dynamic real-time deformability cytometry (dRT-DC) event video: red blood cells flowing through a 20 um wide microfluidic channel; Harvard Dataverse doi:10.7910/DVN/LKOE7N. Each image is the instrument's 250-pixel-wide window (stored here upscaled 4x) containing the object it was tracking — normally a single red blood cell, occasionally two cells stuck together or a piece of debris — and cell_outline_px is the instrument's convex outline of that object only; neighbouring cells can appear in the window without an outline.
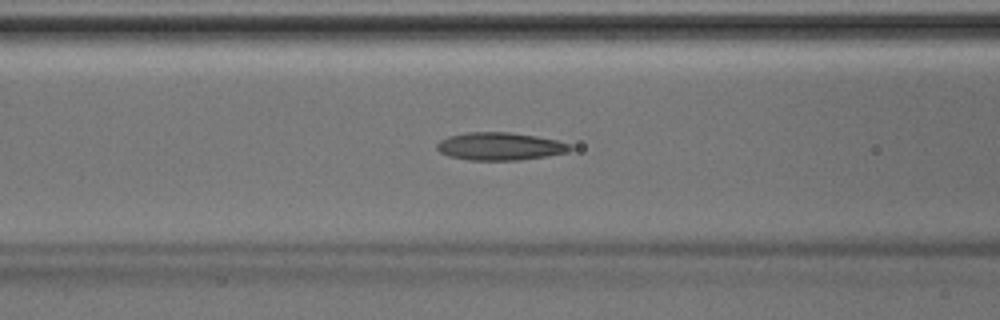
{"species": "Egyptian fruit bat (a non-hibernating species)", "species_latin": "Rousettus aegyptiacus", "temperature_condition": "room temperature", "stored_images_in_passage": 34, "camera_frame_rate_fps": 3000, "um_per_image_px": 0.085, "animal": {"sex": "male"}, "frame": {"image": 1, "passage_image": 8, "time_ms": 2.333, "image_size_px": [1000, 320], "cell_outline_px": [[572, 148], [568, 152], [520, 160], [468, 160], [448, 156], [440, 152], [436, 148], [436, 144], [440, 140], [448, 136], [464, 132], [508, 132], [536, 136], [556, 140], [568, 144]], "centroid_in_image_um": [42.43, 12.43], "position_along_channel_um": 124.2, "area_um2": 21.5}}
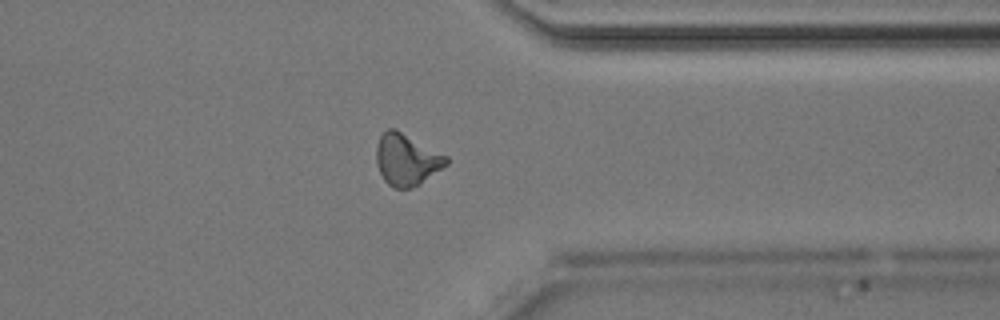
{"frame": {"image": 2, "passage_image": 25, "time_ms": 8.0, "image_size_px": [1000, 320], "cell_outline_px": [[448, 164], [420, 184], [408, 188], [396, 188], [388, 184], [384, 180], [376, 164], [376, 148], [380, 136], [388, 128], [396, 128], [448, 156]], "centroid_in_image_um": [34.57, 13.55], "position_along_channel_um": 376.8, "area_um2": 21.1}}
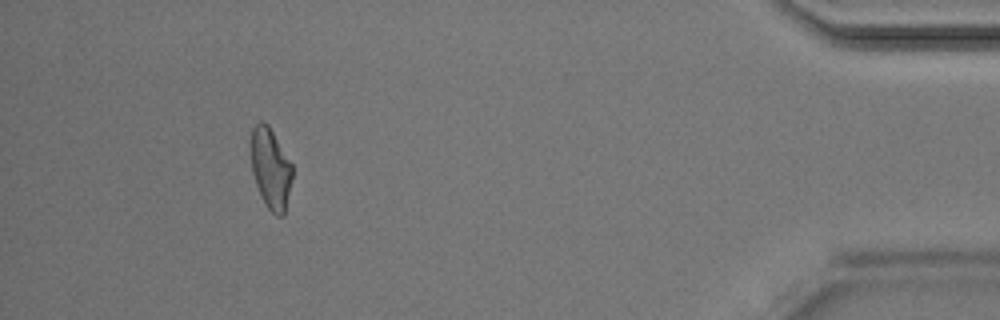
{"frame": {"image": 3, "passage_image": 31, "time_ms": 10.0, "image_size_px": [1000, 320], "cell_outline_px": [[292, 176], [284, 216], [276, 216], [268, 208], [256, 184], [252, 172], [252, 128], [260, 120], [268, 124], [292, 164]], "centroid_in_image_um": [23.02, 14.32], "position_along_channel_um": 412.2, "area_um2": 19.02}}